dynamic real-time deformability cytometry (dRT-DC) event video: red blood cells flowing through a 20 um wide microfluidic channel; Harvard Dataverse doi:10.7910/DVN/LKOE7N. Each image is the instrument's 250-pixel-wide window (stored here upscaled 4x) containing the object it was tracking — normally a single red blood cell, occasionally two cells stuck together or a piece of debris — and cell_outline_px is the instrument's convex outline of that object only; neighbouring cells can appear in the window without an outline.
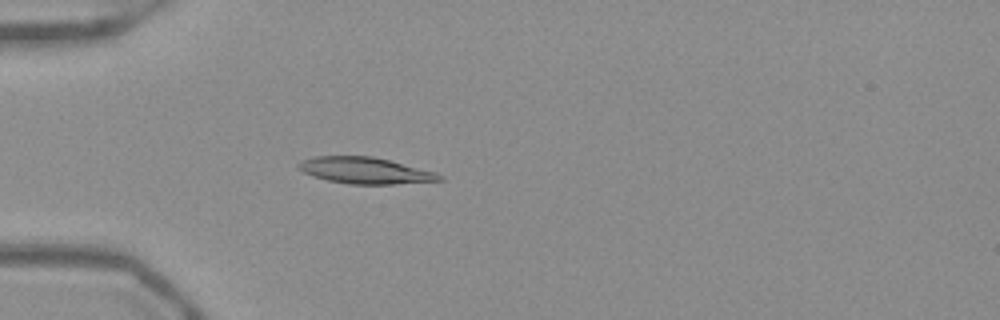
{"species": "Egyptian fruit bat (a non-hibernating species)", "species_latin": "Rousettus aegyptiacus", "temperature_condition": "warm", "stored_images_in_passage": 39, "camera_frame_rate_fps": 3000, "um_per_image_px": 0.085, "frame": {"image": 1, "passage_image": 2, "time_ms": 0.333, "image_size_px": [1000, 320], "cell_outline_px": [[444, 180], [392, 184], [348, 184], [328, 180], [304, 172], [296, 168], [296, 164], [312, 156], [372, 156], [436, 172], [444, 176]], "centroid_in_image_um": [31.04, 14.49], "position_along_channel_um": 54.0, "area_um2": 21.5}}
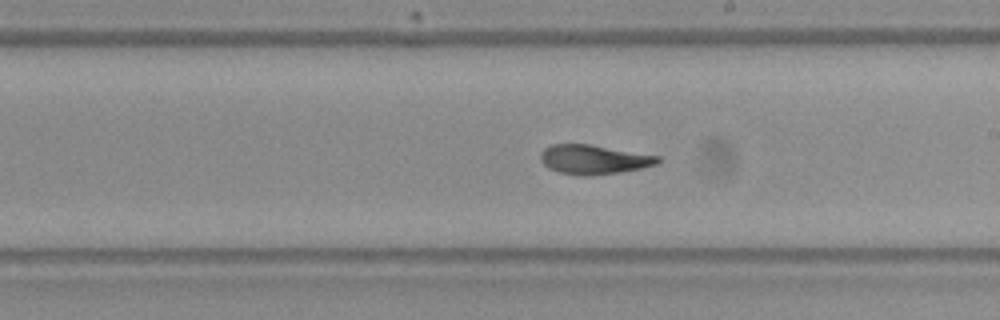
{"frame": {"image": 2, "passage_image": 17, "time_ms": 5.333, "image_size_px": [1000, 320], "cell_outline_px": [[660, 164], [620, 172], [588, 176], [580, 176], [560, 172], [548, 168], [540, 160], [540, 152], [544, 148], [552, 144], [588, 144], [660, 156]], "centroid_in_image_um": [50.46, 13.56], "position_along_channel_um": 238.5, "area_um2": 20.06}}
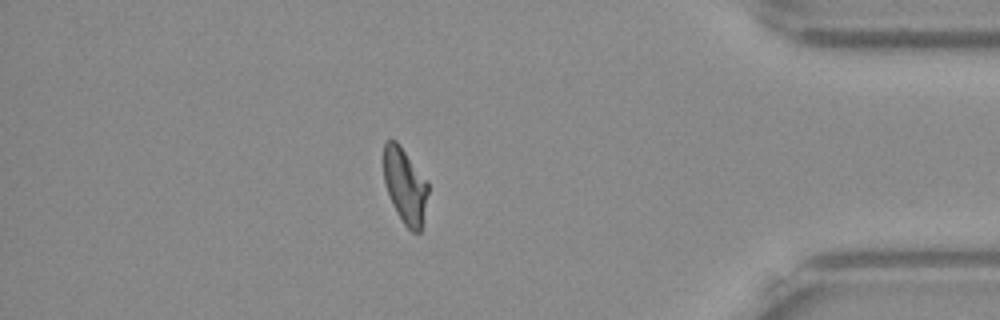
{"frame": {"image": 3, "passage_image": 32, "time_ms": 10.333, "image_size_px": [1000, 320], "cell_outline_px": [[428, 192], [420, 232], [412, 232], [404, 224], [396, 212], [392, 204], [384, 180], [384, 144], [388, 140], [396, 140], [400, 144], [428, 180]], "centroid_in_image_um": [34.43, 15.76], "position_along_channel_um": 400.8, "area_um2": 19.48}, "authors_computed_cell_mechanics": {"area_um2": 20.2878, "velocity_mm_per_s": 3.9159, "shape_relaxation_time_tau1_ms": null, "shape_relaxation_time_tau2_ms": 1.959, "deformation_change_tau1": null, "deformation_change_tau2": 0.081}}